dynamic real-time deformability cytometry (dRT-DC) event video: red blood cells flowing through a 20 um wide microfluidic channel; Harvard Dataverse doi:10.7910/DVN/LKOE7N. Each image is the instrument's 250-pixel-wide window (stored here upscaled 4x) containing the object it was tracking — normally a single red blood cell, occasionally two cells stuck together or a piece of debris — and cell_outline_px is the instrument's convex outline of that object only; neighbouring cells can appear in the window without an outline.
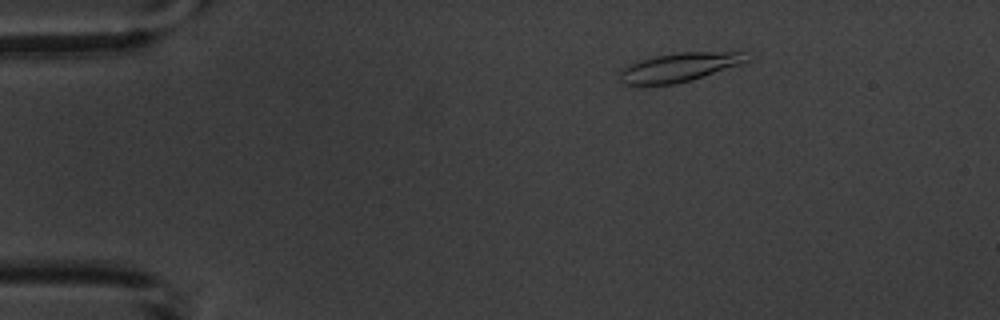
{"species": "common noctule bat (a hibernating species)", "species_latin": "Nyctalus noctula", "temperature_condition": "warm", "stored_images_in_passage": 5, "camera_frame_rate_fps": 3000, "um_per_image_px": 0.085, "animal": {"sex": "male", "body_mass_g": 20.1, "forearm_length_mm": 53.5}, "frame": {"image": 1, "passage_image": 3, "time_ms": 2.333, "image_size_px": [1000, 320], "cell_outline_px": [[748, 60], [740, 64], [692, 80], [672, 84], [624, 84], [620, 80], [620, 72], [624, 68], [640, 60], [656, 56], [680, 52], [744, 52]], "centroid_in_image_um": [57.74, 5.71], "position_along_channel_um": 27.3, "area_um2": 20.75}}